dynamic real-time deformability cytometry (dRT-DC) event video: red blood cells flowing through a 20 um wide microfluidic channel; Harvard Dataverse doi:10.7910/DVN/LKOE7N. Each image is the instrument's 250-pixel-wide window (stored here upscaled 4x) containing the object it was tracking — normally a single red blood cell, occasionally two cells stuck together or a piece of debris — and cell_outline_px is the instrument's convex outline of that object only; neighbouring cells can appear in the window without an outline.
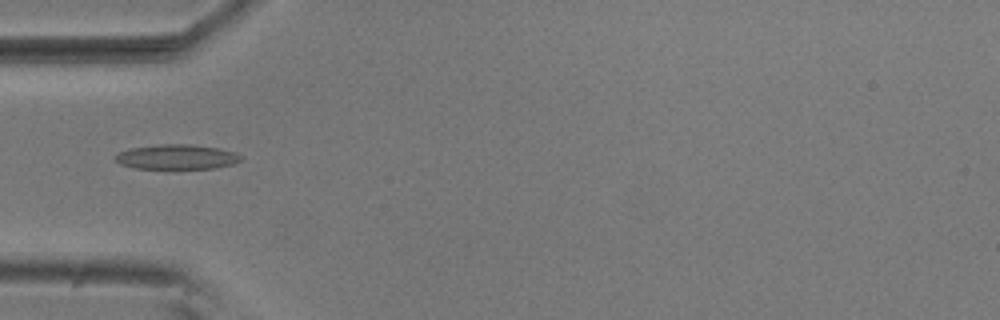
{"species": "common noctule bat (a hibernating species)", "species_latin": "Nyctalus noctula", "temperature_condition": "room temperature", "stored_images_in_passage": 5, "camera_frame_rate_fps": 3000, "um_per_image_px": 0.085, "animal": {"sex": "male", "body_mass_g": 20.5, "forearm_length_mm": 52.5}, "frame": {"image": 1, "passage_image": 5, "time_ms": 1.333, "image_size_px": [1000, 320], "cell_outline_px": [[244, 156], [240, 160], [232, 164], [216, 168], [132, 168], [120, 164], [112, 156], [116, 152], [132, 148], [160, 144], [192, 144], [220, 148], [236, 152]], "centroid_in_image_um": [15.02, 13.33], "position_along_channel_um": 70.0, "area_um2": 18.32}}